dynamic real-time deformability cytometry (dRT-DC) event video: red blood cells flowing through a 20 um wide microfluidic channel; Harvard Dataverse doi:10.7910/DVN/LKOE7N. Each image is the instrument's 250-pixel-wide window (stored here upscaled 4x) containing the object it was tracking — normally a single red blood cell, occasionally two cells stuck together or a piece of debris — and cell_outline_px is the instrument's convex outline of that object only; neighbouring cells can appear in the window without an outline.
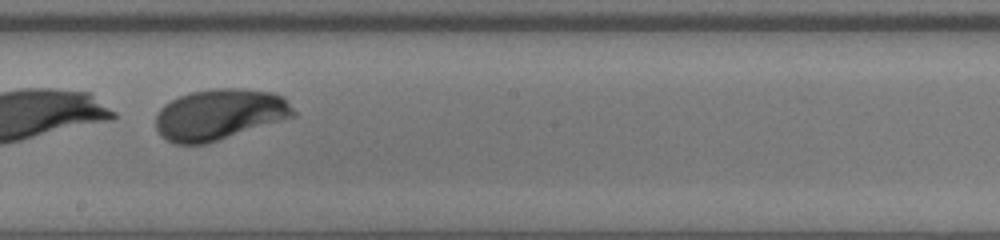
{"species": "human", "species_latin": "Homo sapiens", "temperature_condition": "warm", "stored_images_in_passage": 36, "camera_frame_rate_fps": 3000, "um_per_image_px": 0.085, "donor": {"sex": "male"}, "frame": {"image": 1, "passage_image": 21, "time_ms": 6.667, "image_size_px": [1000, 240], "cell_outline_px": [[296, 116], [208, 144], [176, 144], [160, 136], [156, 128], [156, 116], [160, 108], [164, 104], [180, 96], [192, 92], [216, 88], [244, 88], [272, 92], [284, 96], [296, 112]], "centroid_in_image_um": [18.68, 9.73], "position_along_channel_um": 229.5, "area_um2": 41.15}}
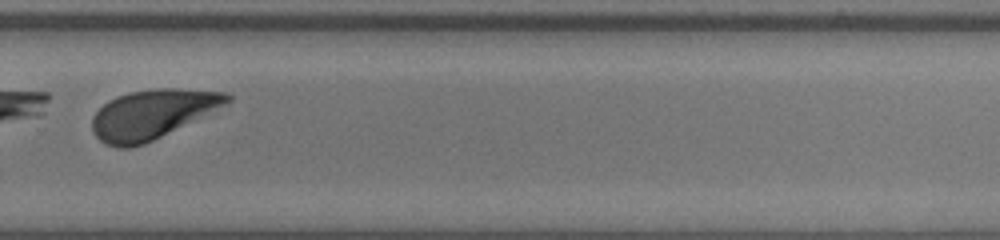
{"frame": {"image": 2, "passage_image": 27, "time_ms": 8.667, "image_size_px": [1000, 240], "cell_outline_px": [[232, 100], [228, 104], [144, 144], [128, 148], [116, 148], [104, 144], [92, 132], [92, 116], [108, 100], [116, 96], [128, 92], [156, 88], [176, 88], [228, 92], [232, 96]], "centroid_in_image_um": [12.93, 9.7], "position_along_channel_um": 316.9, "area_um2": 38.78}}